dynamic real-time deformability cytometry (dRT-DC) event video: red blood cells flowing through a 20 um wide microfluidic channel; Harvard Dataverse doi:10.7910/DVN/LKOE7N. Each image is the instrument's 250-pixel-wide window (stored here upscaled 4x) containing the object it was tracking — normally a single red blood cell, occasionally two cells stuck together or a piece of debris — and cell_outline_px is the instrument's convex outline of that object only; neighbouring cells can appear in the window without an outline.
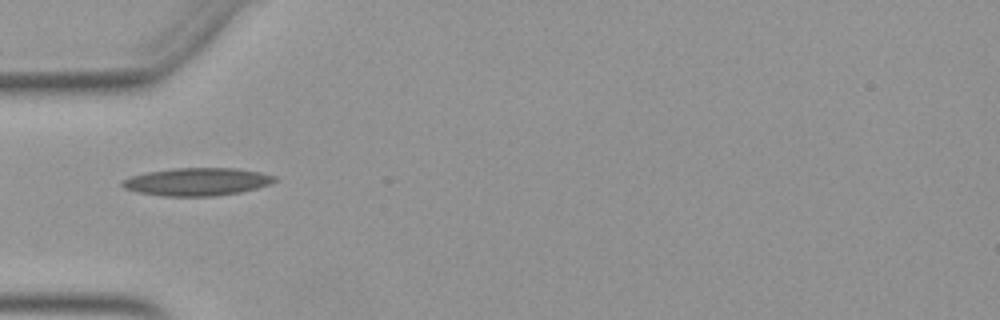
{"species": "Egyptian fruit bat (a non-hibernating species)", "species_latin": "Rousettus aegyptiacus", "temperature_condition": "warm", "stored_images_in_passage": 7, "camera_frame_rate_fps": 3000, "um_per_image_px": 0.085, "animal": {"sex": "female"}, "frame": {"image": 1, "passage_image": 1, "time_ms": 0.0, "image_size_px": [1000, 320], "cell_outline_px": [[276, 180], [268, 184], [256, 188], [240, 192], [212, 196], [164, 196], [136, 192], [124, 188], [120, 184], [120, 180], [132, 176], [148, 172], [172, 168], [236, 168], [260, 172], [276, 176]], "centroid_in_image_um": [16.71, 15.44], "position_along_channel_um": 68.3, "area_um2": 24.62}}
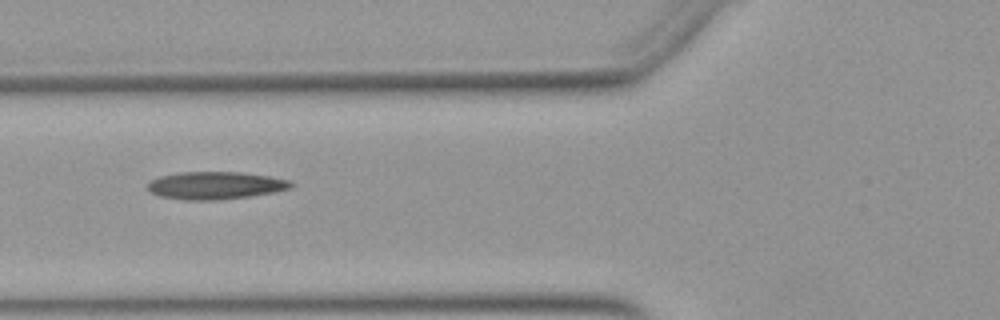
{"frame": {"image": 2, "passage_image": 4, "time_ms": 1.0, "image_size_px": [1000, 320], "cell_outline_px": [[296, 184], [292, 188], [272, 192], [248, 196], [220, 200], [184, 200], [160, 196], [152, 192], [148, 188], [148, 184], [152, 180], [160, 176], [180, 172], [240, 172], [268, 176], [292, 180]], "centroid_in_image_um": [18.35, 15.76], "position_along_channel_um": 107.4, "area_um2": 23.0}}